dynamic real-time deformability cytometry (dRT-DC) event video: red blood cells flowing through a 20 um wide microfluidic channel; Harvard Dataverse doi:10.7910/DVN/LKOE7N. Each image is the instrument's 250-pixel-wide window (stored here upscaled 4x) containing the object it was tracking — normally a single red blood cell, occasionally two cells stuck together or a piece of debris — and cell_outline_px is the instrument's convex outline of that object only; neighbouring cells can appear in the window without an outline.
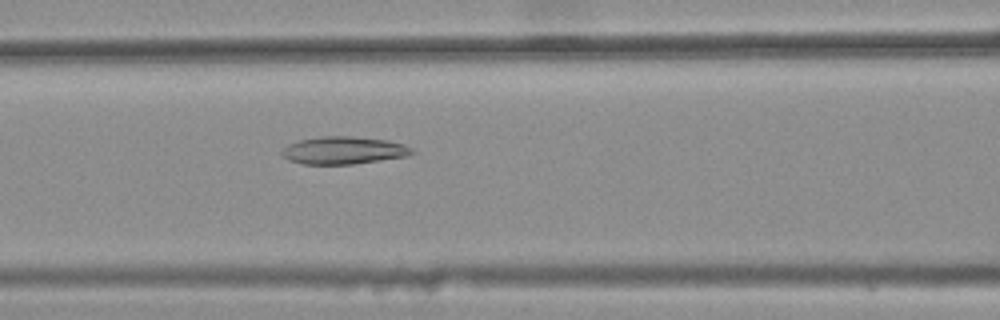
{"species": "common noctule bat (a hibernating species)", "species_latin": "Nyctalus noctula", "temperature_condition": "warm", "stored_images_in_passage": 47, "camera_frame_rate_fps": 3000, "um_per_image_px": 0.085, "animal": {"sex": "female", "body_mass_g": 25.1}, "frame": {"image": 1, "passage_image": 22, "time_ms": 7.0, "image_size_px": [1000, 320], "cell_outline_px": [[416, 152], [408, 156], [352, 164], [304, 164], [288, 160], [280, 156], [280, 148], [288, 144], [300, 140], [320, 136], [352, 136], [388, 140], [404, 144], [412, 148]], "centroid_in_image_um": [29.17, 12.78], "position_along_channel_um": 137.4, "area_um2": 21.15}}
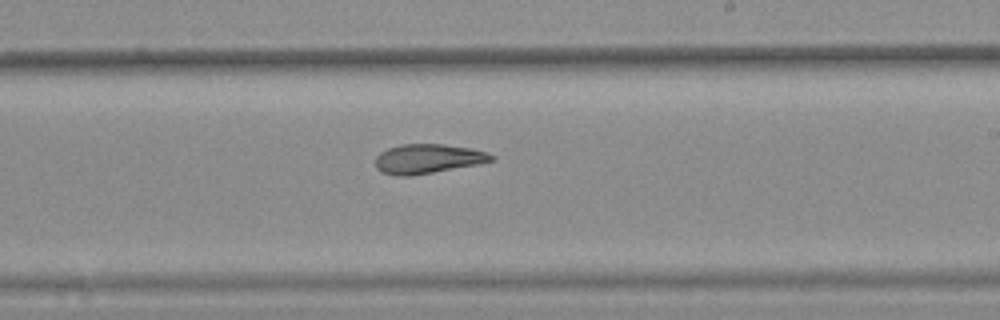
{"frame": {"image": 2, "passage_image": 31, "time_ms": 10.0, "image_size_px": [1000, 320], "cell_outline_px": [[496, 160], [476, 164], [412, 176], [396, 176], [380, 172], [376, 168], [376, 156], [380, 152], [388, 148], [400, 144], [444, 144], [472, 148], [488, 152], [496, 156]], "centroid_in_image_um": [36.37, 13.49], "position_along_channel_um": 252.6, "area_um2": 20.06}}
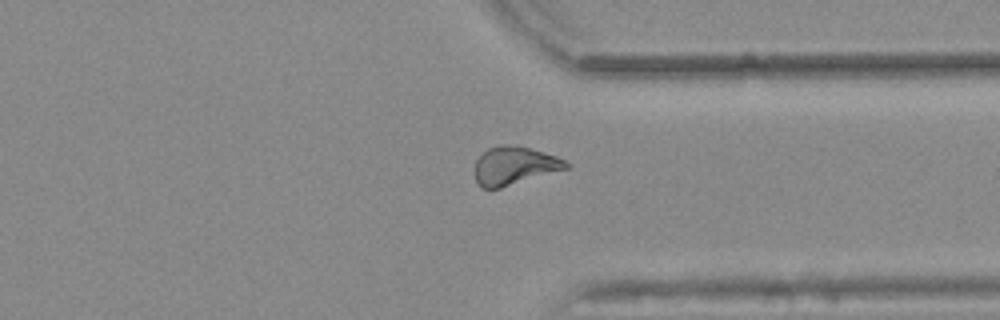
{"frame": {"image": 3, "passage_image": 40, "time_ms": 13.0, "image_size_px": [1000, 320], "cell_outline_px": [[572, 168], [500, 188], [480, 188], [476, 180], [476, 160], [488, 148], [500, 144], [508, 144], [528, 148], [556, 156], [572, 164]], "centroid_in_image_um": [43.77, 14.09], "position_along_channel_um": 367.6, "area_um2": 20.4}, "authors_computed_cell_mechanics": {"area_um2": 20.5768, "velocity_mm_per_s": 3.8523, "shape_relaxation_time_tau1_ms": null, "shape_relaxation_time_tau2_ms": 4.6506, "deformation_change_tau1": null, "deformation_change_tau2": 0.1207}}